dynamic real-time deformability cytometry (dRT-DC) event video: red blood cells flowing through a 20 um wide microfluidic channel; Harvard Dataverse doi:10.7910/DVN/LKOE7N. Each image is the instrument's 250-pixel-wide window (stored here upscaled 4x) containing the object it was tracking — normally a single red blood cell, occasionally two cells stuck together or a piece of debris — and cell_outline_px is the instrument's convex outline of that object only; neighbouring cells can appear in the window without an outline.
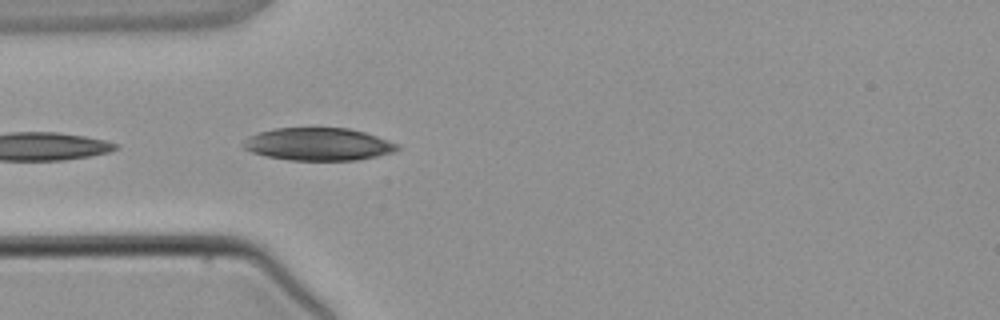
{"species": "common noctule bat (a hibernating species)", "species_latin": "Nyctalus noctula", "temperature_condition": "warm", "stored_images_in_passage": 5, "camera_frame_rate_fps": 3000, "um_per_image_px": 0.085, "animal": {"sex": "male", "body_mass_g": 21.5, "forearm_length_mm": 52.0}, "frame": {"image": 1, "passage_image": 5, "time_ms": 5.667, "image_size_px": [1000, 320], "cell_outline_px": [[400, 148], [392, 152], [376, 156], [356, 160], [288, 160], [264, 156], [252, 152], [244, 148], [244, 140], [260, 132], [276, 128], [348, 128], [364, 132], [400, 144]], "centroid_in_image_um": [27.07, 12.26], "position_along_channel_um": 57.9, "area_um2": 29.07}}